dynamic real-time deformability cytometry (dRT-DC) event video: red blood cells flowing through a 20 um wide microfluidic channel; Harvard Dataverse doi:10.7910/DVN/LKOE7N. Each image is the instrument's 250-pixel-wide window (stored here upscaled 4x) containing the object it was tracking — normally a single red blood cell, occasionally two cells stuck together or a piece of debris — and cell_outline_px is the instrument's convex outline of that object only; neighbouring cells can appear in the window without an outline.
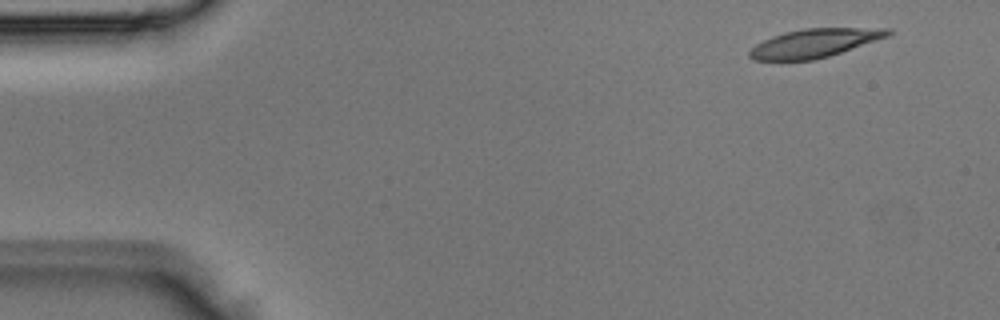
{"species": "Egyptian fruit bat (a non-hibernating species)", "species_latin": "Rousettus aegyptiacus", "temperature_condition": "room temperature", "stored_images_in_passage": 3, "camera_frame_rate_fps": 3000, "um_per_image_px": 0.085, "animal": {"sex": "male"}, "frame": {"image": 1, "passage_image": 1, "time_ms": 0.0, "image_size_px": [1000, 320], "cell_outline_px": [[892, 32], [888, 36], [828, 56], [812, 60], [752, 60], [748, 56], [748, 52], [756, 44], [772, 36], [784, 32], [804, 28], [892, 28]], "centroid_in_image_um": [69.2, 3.66], "position_along_channel_um": 15.8, "area_um2": 22.83}}
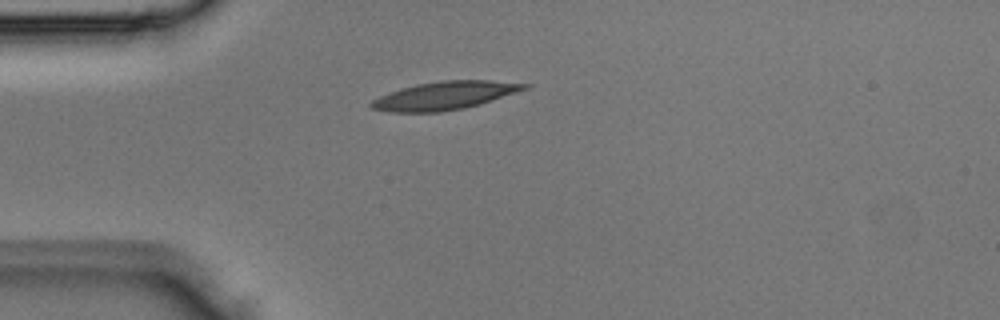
{"frame": {"image": 2, "passage_image": 3, "time_ms": 0.667, "image_size_px": [1000, 320], "cell_outline_px": [[532, 84], [528, 88], [480, 104], [464, 108], [440, 112], [388, 112], [372, 108], [368, 104], [372, 100], [380, 96], [416, 84], [444, 80], [488, 80]], "centroid_in_image_um": [37.81, 8.13], "position_along_channel_um": 47.2, "area_um2": 24.85}}